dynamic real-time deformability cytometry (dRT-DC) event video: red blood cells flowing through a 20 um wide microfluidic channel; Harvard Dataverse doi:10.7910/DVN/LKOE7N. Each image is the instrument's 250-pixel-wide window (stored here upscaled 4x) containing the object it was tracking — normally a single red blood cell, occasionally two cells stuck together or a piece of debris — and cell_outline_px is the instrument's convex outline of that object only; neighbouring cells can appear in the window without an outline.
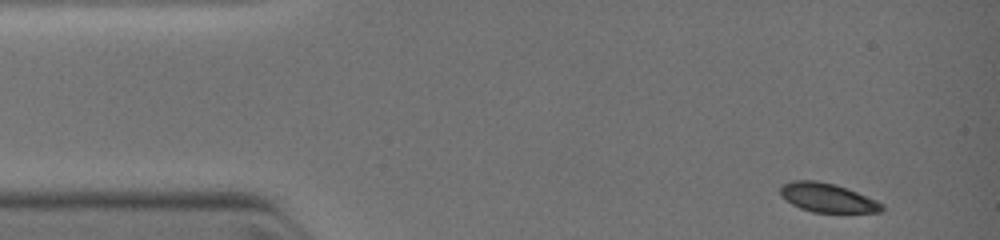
{"species": "common noctule bat (a hibernating species)", "species_latin": "Nyctalus noctula", "temperature_condition": "warm", "stored_images_in_passage": 29, "camera_frame_rate_fps": 3000, "um_per_image_px": 0.085, "animal": {"sex": "female", "body_mass_g": 19.0, "forearm_length_mm": 51.5}, "frame": {"image": 1, "passage_image": 1, "time_ms": 0.0, "image_size_px": [1000, 240], "cell_outline_px": [[884, 208], [880, 212], [812, 212], [800, 208], [792, 204], [780, 196], [780, 188], [784, 184], [792, 180], [816, 180], [836, 184], [876, 200], [884, 204]], "centroid_in_image_um": [70.31, 16.8], "position_along_channel_um": 14.7, "area_um2": 17.11}}
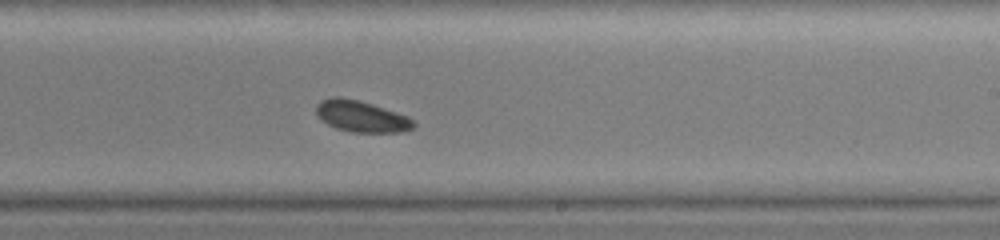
{"frame": {"image": 2, "passage_image": 18, "time_ms": 6.667, "image_size_px": [1000, 240], "cell_outline_px": [[416, 124], [412, 128], [400, 132], [352, 132], [336, 128], [320, 120], [316, 112], [316, 104], [320, 100], [332, 96], [340, 96], [372, 104], [408, 116]], "centroid_in_image_um": [30.67, 9.88], "position_along_channel_um": 258.3, "area_um2": 17.74}}
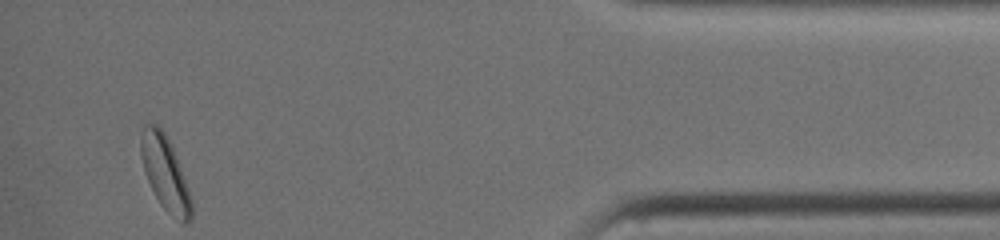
{"frame": {"image": 3, "passage_image": 29, "time_ms": 11.0, "image_size_px": [1000, 240], "cell_outline_px": [[192, 220], [188, 224], [180, 224], [160, 204], [144, 172], [140, 152], [140, 136], [144, 120], [156, 124], [164, 132], [176, 156], [188, 188], [192, 200]], "centroid_in_image_um": [14.02, 14.72], "position_along_channel_um": 421.2, "area_um2": 22.02}}